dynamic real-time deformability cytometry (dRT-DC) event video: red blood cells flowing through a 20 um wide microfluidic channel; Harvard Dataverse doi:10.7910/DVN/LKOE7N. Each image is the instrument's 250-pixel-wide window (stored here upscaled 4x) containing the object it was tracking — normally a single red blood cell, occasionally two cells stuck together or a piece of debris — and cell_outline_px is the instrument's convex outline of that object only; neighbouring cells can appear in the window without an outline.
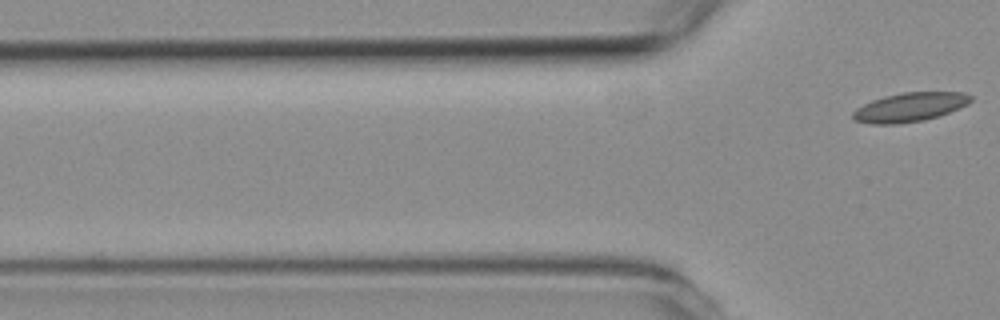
{"species": "common noctule bat (a hibernating species)", "species_latin": "Nyctalus noctula", "temperature_condition": "room temperature", "stored_images_in_passage": 3, "camera_frame_rate_fps": 3000, "um_per_image_px": 0.085, "animal": {"sex": "female", "body_mass_g": 19.3, "forearm_length_mm": 54.1}, "frame": {"image": 1, "passage_image": 3, "time_ms": 3.333, "image_size_px": [1000, 320], "cell_outline_px": [[972, 100], [968, 104], [948, 112], [924, 120], [896, 124], [876, 124], [852, 120], [852, 112], [856, 108], [872, 100], [884, 96], [900, 92], [964, 92], [972, 96]], "centroid_in_image_um": [77.31, 9.1], "position_along_channel_um": 48.5, "area_um2": 19.88}}